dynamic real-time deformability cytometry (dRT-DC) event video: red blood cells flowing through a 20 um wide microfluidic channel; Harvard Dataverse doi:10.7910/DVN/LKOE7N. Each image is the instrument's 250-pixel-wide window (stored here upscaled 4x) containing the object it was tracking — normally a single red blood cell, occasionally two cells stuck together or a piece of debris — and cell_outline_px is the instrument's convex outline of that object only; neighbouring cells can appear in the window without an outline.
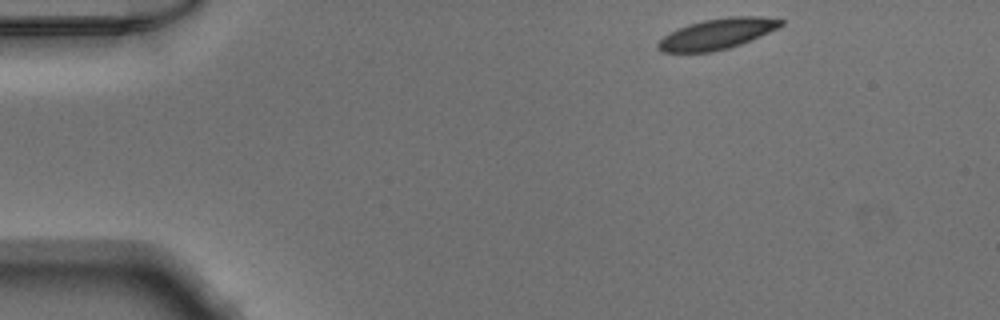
{"species": "Egyptian fruit bat (a non-hibernating species)", "species_latin": "Rousettus aegyptiacus", "temperature_condition": "warm", "stored_images_in_passage": 45, "camera_frame_rate_fps": 3000, "um_per_image_px": 0.085, "animal": {"sex": "male"}, "frame": {"image": 1, "passage_image": 1, "time_ms": 0.0, "image_size_px": [1000, 320], "cell_outline_px": [[784, 24], [752, 40], [728, 48], [712, 52], [664, 52], [656, 48], [656, 44], [664, 36], [688, 24], [704, 20], [728, 16], [760, 16], [784, 20]], "centroid_in_image_um": [60.96, 2.88], "position_along_channel_um": 24.0, "area_um2": 21.73}}
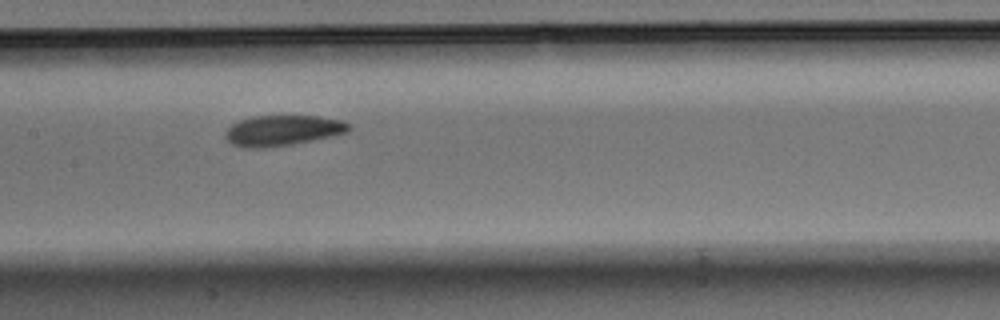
{"frame": {"image": 2, "passage_image": 19, "time_ms": 6.0, "image_size_px": [1000, 320], "cell_outline_px": [[352, 128], [348, 132], [332, 136], [292, 144], [260, 148], [244, 148], [232, 144], [224, 136], [224, 132], [232, 124], [240, 120], [252, 116], [320, 116], [340, 120], [348, 124]], "centroid_in_image_um": [24.0, 11.09], "position_along_channel_um": 183.4, "area_um2": 21.91}}
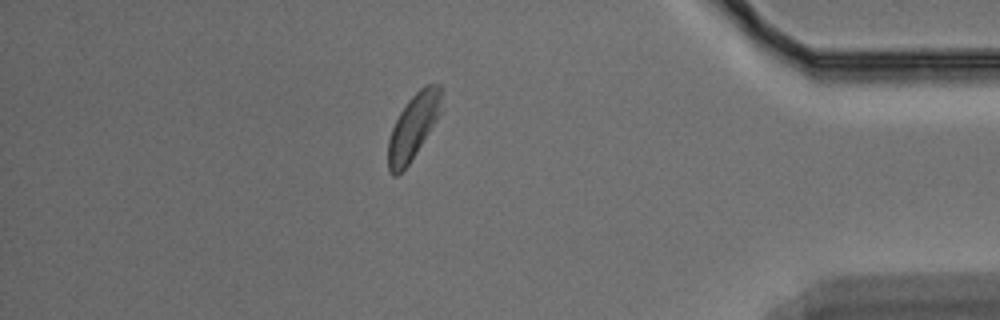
{"frame": {"image": 3, "passage_image": 38, "time_ms": 12.333, "image_size_px": [1000, 320], "cell_outline_px": [[444, 92], [440, 112], [436, 120], [416, 152], [408, 164], [396, 176], [392, 176], [388, 172], [388, 140], [392, 128], [400, 112], [408, 100], [424, 84], [440, 84]], "centroid_in_image_um": [35.14, 10.72], "position_along_channel_um": 400.1, "area_um2": 20.11}}